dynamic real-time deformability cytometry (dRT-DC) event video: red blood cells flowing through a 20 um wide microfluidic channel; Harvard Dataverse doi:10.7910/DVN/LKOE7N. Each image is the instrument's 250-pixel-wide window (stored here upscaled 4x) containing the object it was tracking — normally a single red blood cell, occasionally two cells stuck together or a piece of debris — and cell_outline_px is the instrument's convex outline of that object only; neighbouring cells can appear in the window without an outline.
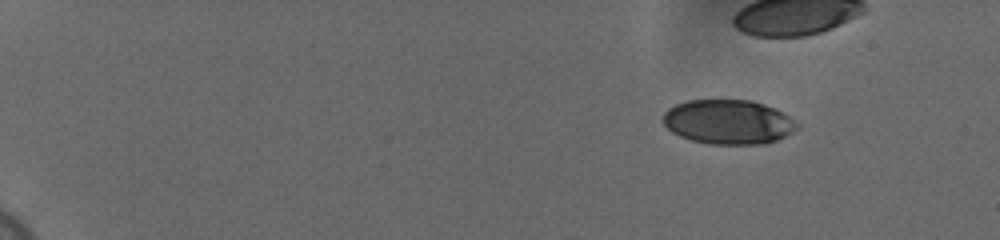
{"species": "human", "species_latin": "Homo sapiens", "temperature_condition": "cold", "stored_images_in_passage": 43, "camera_frame_rate_fps": 3000, "um_per_image_px": 0.085, "donor": {"sex": "female"}, "frame": {"image": 1, "passage_image": 1, "time_ms": 0.0, "image_size_px": [1000, 240], "cell_outline_px": [[800, 128], [776, 140], [764, 144], [708, 144], [692, 140], [680, 136], [672, 132], [664, 124], [664, 112], [668, 108], [676, 104], [688, 100], [752, 100], [776, 108], [800, 124]], "centroid_in_image_um": [61.93, 10.36], "position_along_channel_um": 23.1, "area_um2": 34.8}}
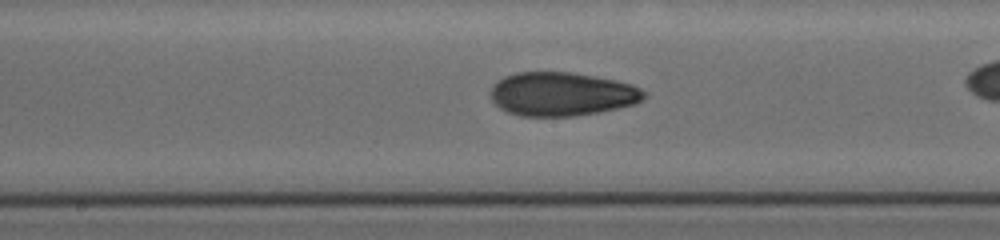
{"frame": {"image": 2, "passage_image": 27, "time_ms": 8.667, "image_size_px": [1000, 240], "cell_outline_px": [[648, 96], [644, 100], [636, 104], [600, 112], [572, 116], [520, 116], [508, 112], [500, 108], [492, 100], [492, 84], [504, 76], [516, 72], [572, 72], [616, 80], [632, 84], [648, 92]], "centroid_in_image_um": [47.81, 7.99], "position_along_channel_um": 200.4, "area_um2": 39.42}}
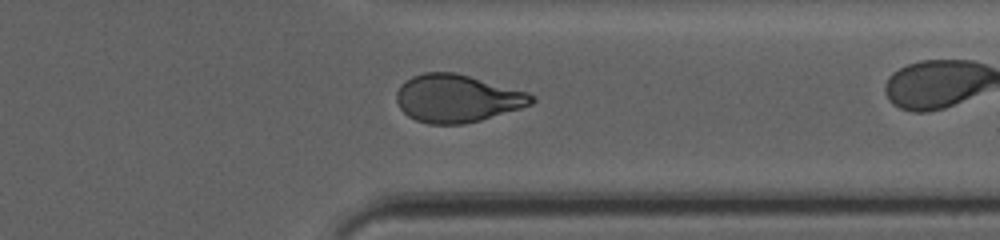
{"frame": {"image": 3, "passage_image": 41, "time_ms": 13.333, "image_size_px": [1000, 240], "cell_outline_px": [[536, 100], [532, 104], [520, 108], [480, 120], [464, 124], [428, 124], [416, 120], [408, 116], [400, 108], [396, 100], [396, 92], [400, 84], [412, 76], [424, 72], [452, 72], [468, 76], [528, 92], [536, 96]], "centroid_in_image_um": [38.84, 8.37], "position_along_channel_um": 372.6, "area_um2": 37.45}}